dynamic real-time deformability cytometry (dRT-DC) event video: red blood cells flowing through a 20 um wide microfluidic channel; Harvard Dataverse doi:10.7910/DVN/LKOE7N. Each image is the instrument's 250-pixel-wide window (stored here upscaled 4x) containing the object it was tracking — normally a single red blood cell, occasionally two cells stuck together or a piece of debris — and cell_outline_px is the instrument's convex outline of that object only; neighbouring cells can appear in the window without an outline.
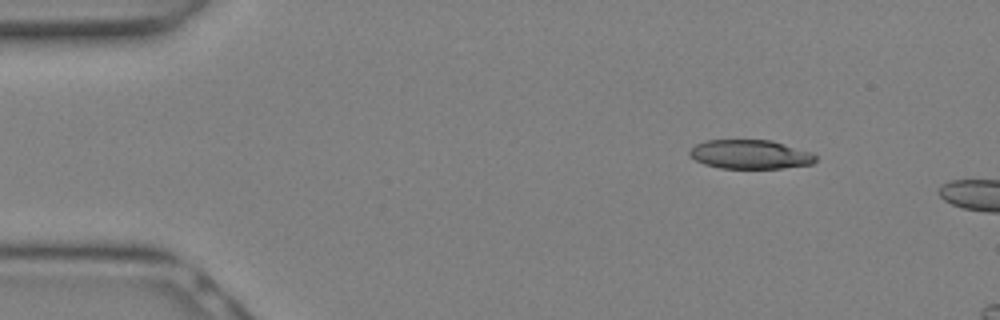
{"species": "Egyptian fruit bat (a non-hibernating species)", "species_latin": "Rousettus aegyptiacus", "temperature_condition": "warm", "stored_images_in_passage": 5, "camera_frame_rate_fps": 3000, "um_per_image_px": 0.085, "animal": {"sex": "female"}, "frame": {"image": 1, "passage_image": 3, "time_ms": 0.667, "image_size_px": [1000, 320], "cell_outline_px": [[816, 160], [812, 164], [780, 168], [720, 168], [704, 164], [696, 160], [688, 152], [696, 144], [708, 140], [772, 140], [812, 152], [816, 156]], "centroid_in_image_um": [63.79, 13.12], "position_along_channel_um": 21.2, "area_um2": 21.21}}